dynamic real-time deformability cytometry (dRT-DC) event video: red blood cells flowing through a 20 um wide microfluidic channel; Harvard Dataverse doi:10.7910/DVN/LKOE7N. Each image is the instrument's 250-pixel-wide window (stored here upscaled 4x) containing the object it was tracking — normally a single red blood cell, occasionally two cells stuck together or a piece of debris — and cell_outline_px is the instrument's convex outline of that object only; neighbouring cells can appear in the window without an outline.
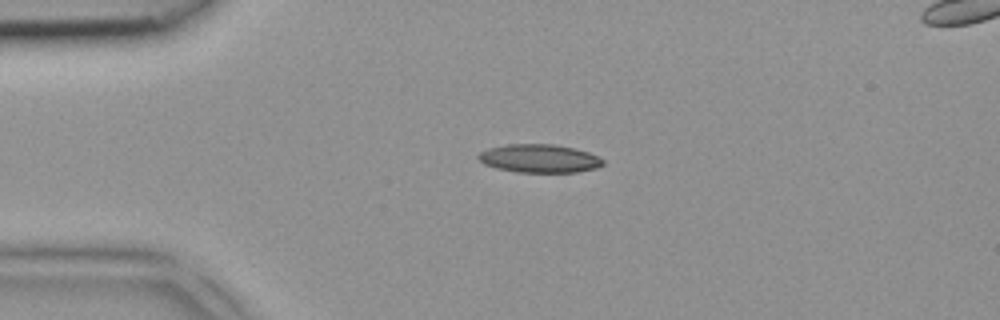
{"species": "common noctule bat (a hibernating species)", "species_latin": "Nyctalus noctula", "temperature_condition": "room temperature", "stored_images_in_passage": 3, "segment_of_instrument_passage": [1, 2], "camera_frame_rate_fps": 3000, "um_per_image_px": 0.085, "animal": {"sex": "female", "body_mass_g": 18.4}, "frame": {"image": 1, "passage_image": 1, "time_ms": 0.0, "image_size_px": [1000, 320], "cell_outline_px": [[604, 164], [596, 168], [576, 172], [516, 172], [496, 168], [484, 164], [476, 156], [480, 152], [488, 148], [508, 144], [556, 144], [588, 152], [604, 160]], "centroid_in_image_um": [45.82, 13.47], "position_along_channel_um": 39.2, "area_um2": 20.52}}